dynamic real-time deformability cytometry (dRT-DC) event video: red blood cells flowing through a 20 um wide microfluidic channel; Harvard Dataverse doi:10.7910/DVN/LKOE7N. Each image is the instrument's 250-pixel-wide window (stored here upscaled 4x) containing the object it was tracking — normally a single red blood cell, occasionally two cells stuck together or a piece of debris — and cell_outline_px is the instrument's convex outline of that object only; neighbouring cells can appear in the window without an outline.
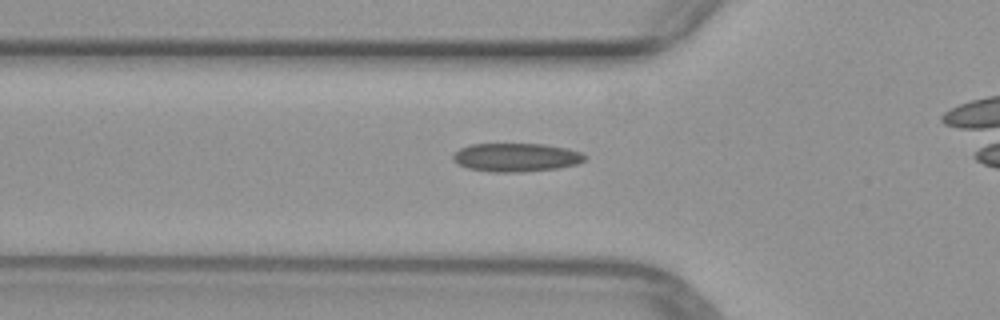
{"species": "common noctule bat (a hibernating species)", "species_latin": "Nyctalus noctula", "temperature_condition": "warm", "stored_images_in_passage": 40, "camera_frame_rate_fps": 3000, "um_per_image_px": 0.085, "animal": {"sex": "female", "body_mass_g": 29.2, "forearm_length_mm": 56.3}, "frame": {"image": 1, "passage_image": 16, "time_ms": 5.0, "image_size_px": [1000, 320], "cell_outline_px": [[584, 160], [580, 164], [560, 168], [524, 172], [492, 172], [468, 168], [452, 160], [452, 156], [460, 148], [468, 144], [544, 144], [568, 148], [580, 152], [584, 156]], "centroid_in_image_um": [43.88, 13.38], "position_along_channel_um": 81.9, "area_um2": 22.02}}
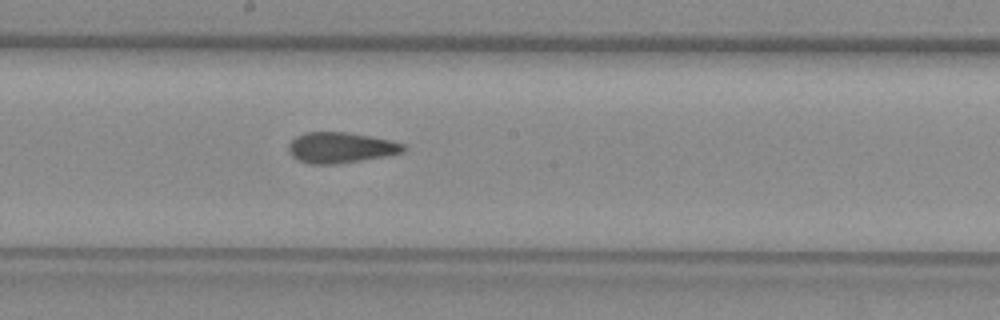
{"frame": {"image": 2, "passage_image": 26, "time_ms": 8.333, "image_size_px": [1000, 320], "cell_outline_px": [[404, 152], [388, 156], [336, 164], [312, 164], [300, 160], [292, 156], [288, 152], [288, 144], [296, 136], [304, 132], [344, 132], [368, 136], [388, 140], [404, 144]], "centroid_in_image_um": [28.93, 12.55], "position_along_channel_um": 219.3, "area_um2": 20.4}}
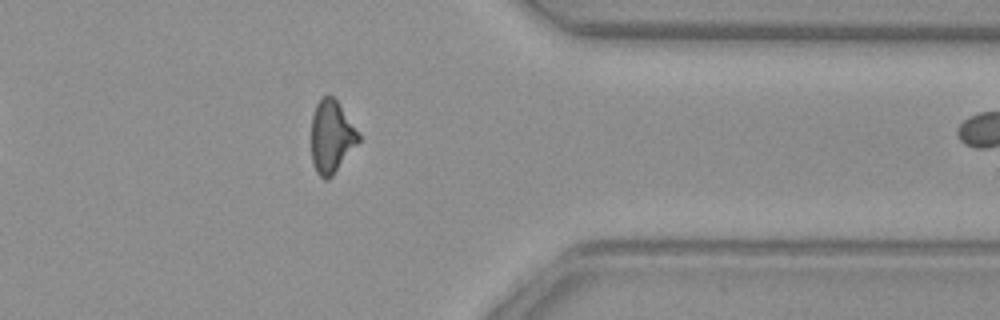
{"frame": {"image": 3, "passage_image": 39, "time_ms": 12.667, "image_size_px": [1000, 320], "cell_outline_px": [[360, 140], [332, 176], [328, 180], [324, 180], [316, 172], [312, 164], [312, 116], [316, 104], [324, 96], [332, 96], [336, 100], [360, 132]], "centroid_in_image_um": [28.18, 11.64], "position_along_channel_um": 383.2, "area_um2": 19.88}}